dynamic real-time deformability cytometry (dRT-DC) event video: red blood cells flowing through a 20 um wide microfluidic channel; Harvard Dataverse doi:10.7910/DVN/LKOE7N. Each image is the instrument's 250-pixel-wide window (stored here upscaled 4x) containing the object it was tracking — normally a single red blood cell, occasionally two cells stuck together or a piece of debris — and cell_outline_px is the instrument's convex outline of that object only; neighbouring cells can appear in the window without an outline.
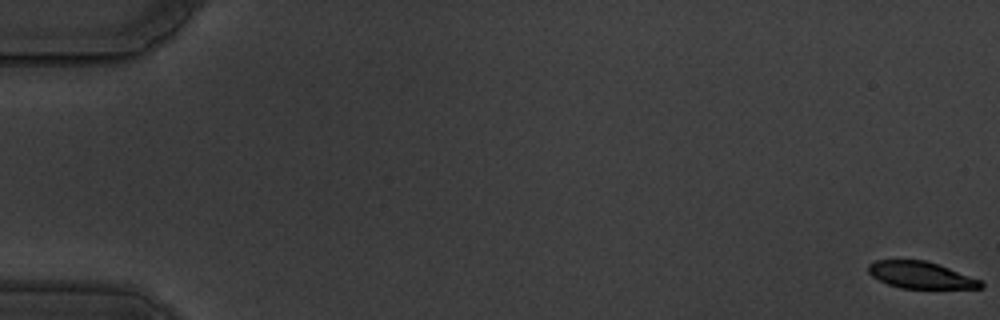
{"species": "common noctule bat (a hibernating species)", "species_latin": "Nyctalus noctula", "temperature_condition": "warm", "stored_images_in_passage": 59, "camera_frame_rate_fps": 3000, "um_per_image_px": 0.085, "animal": {"sex": "male", "body_mass_g": 19.5, "forearm_length_mm": 54.6}, "frame": {"image": 1, "passage_image": 1, "time_ms": 0.0, "image_size_px": [1000, 320], "cell_outline_px": [[984, 288], [900, 288], [888, 284], [872, 276], [868, 272], [868, 264], [876, 260], [924, 260], [948, 268], [980, 280], [984, 284]], "centroid_in_image_um": [78.23, 23.38], "position_along_channel_um": 6.8, "area_um2": 17.28}}
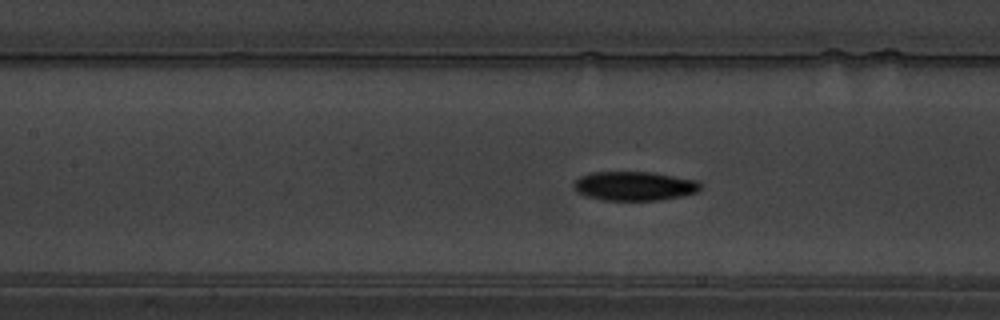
{"frame": {"image": 2, "passage_image": 28, "time_ms": 9.0, "image_size_px": [1000, 320], "cell_outline_px": [[704, 188], [696, 192], [680, 196], [660, 200], [604, 200], [588, 196], [580, 192], [572, 184], [580, 176], [592, 172], [652, 172], [700, 180], [704, 184]], "centroid_in_image_um": [54.02, 15.8], "position_along_channel_um": 153.4, "area_um2": 21.56}}
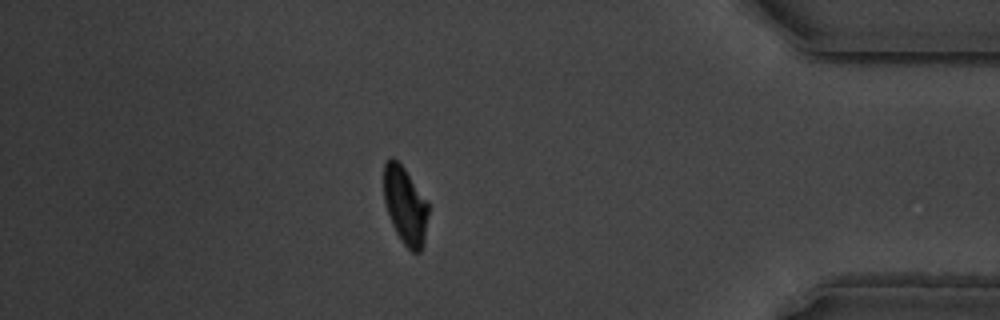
{"frame": {"image": 3, "passage_image": 52, "time_ms": 17.0, "image_size_px": [1000, 320], "cell_outline_px": [[428, 212], [424, 244], [420, 252], [412, 252], [404, 244], [396, 232], [392, 224], [384, 200], [384, 164], [392, 156], [404, 168], [428, 200]], "centroid_in_image_um": [34.46, 17.47], "position_along_channel_um": 400.7, "area_um2": 20.06}, "authors_computed_cell_mechanics": {"area_um2": 20.7502, "velocity_mm_per_s": 3.5114, "shape_relaxation_time_tau1_ms": 3.7944, "shape_relaxation_time_tau2_ms": 2.9077, "deformation_change_tau1": 0.1781, "deformation_change_tau2": 0.0827}}